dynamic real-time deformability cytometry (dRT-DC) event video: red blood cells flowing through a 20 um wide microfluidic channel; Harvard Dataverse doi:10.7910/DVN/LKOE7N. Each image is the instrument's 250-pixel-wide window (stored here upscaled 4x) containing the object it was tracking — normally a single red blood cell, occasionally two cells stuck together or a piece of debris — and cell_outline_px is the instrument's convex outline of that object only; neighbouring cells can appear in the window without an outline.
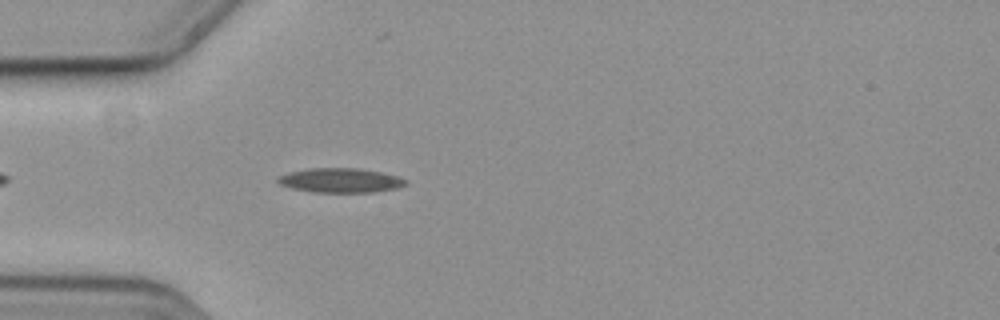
{"species": "common noctule bat (a hibernating species)", "species_latin": "Nyctalus noctula", "temperature_condition": "cold", "stored_images_in_passage": 46, "camera_frame_rate_fps": 3000, "um_per_image_px": 0.085, "animal": {"sex": "female", "body_mass_g": 19.3, "forearm_length_mm": 54.1}, "frame": {"image": 1, "passage_image": 6, "time_ms": 1.667, "image_size_px": [1000, 320], "cell_outline_px": [[408, 184], [396, 188], [372, 192], [312, 192], [292, 188], [280, 184], [276, 180], [280, 176], [292, 172], [312, 168], [360, 168], [380, 172], [396, 176], [408, 180]], "centroid_in_image_um": [28.97, 15.33], "position_along_channel_um": 56.0, "area_um2": 17.98}}
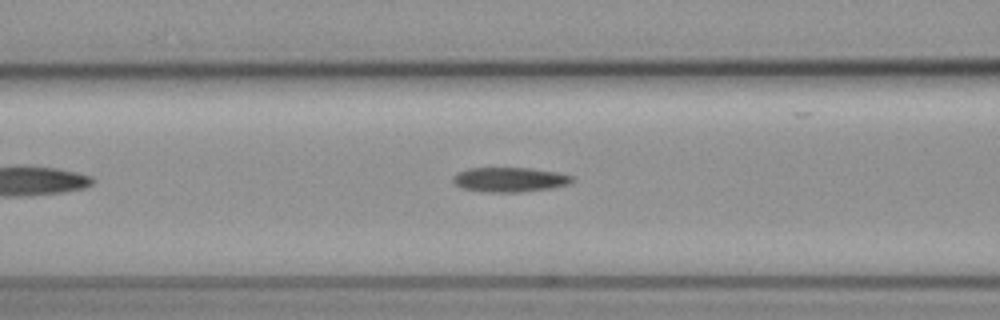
{"frame": {"image": 2, "passage_image": 12, "time_ms": 3.667, "image_size_px": [1000, 320], "cell_outline_px": [[576, 180], [568, 184], [548, 188], [520, 192], [488, 192], [464, 188], [456, 184], [452, 180], [452, 176], [456, 172], [468, 168], [528, 168], [556, 172], [572, 176]], "centroid_in_image_um": [43.3, 15.26], "position_along_channel_um": 123.3, "area_um2": 16.94}}
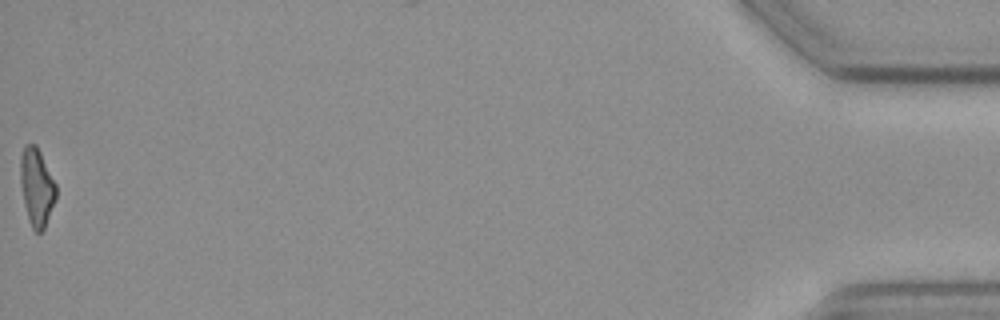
{"frame": {"image": 3, "passage_image": 46, "time_ms": 15.0, "image_size_px": [1000, 320], "cell_outline_px": [[56, 200], [44, 228], [40, 232], [36, 232], [32, 228], [24, 204], [20, 184], [20, 156], [24, 144], [36, 144], [56, 184]], "centroid_in_image_um": [3.11, 15.87], "position_along_channel_um": 432.1, "area_um2": 16.13}, "authors_computed_cell_mechanics": {"area_um2": 16.9643, "velocity_mm_per_s": 3.662, "shape_relaxation_time_tau1_ms": null, "shape_relaxation_time_tau2_ms": 4.9989, "deformation_change_tau1": null, "deformation_change_tau2": 0.1363}}